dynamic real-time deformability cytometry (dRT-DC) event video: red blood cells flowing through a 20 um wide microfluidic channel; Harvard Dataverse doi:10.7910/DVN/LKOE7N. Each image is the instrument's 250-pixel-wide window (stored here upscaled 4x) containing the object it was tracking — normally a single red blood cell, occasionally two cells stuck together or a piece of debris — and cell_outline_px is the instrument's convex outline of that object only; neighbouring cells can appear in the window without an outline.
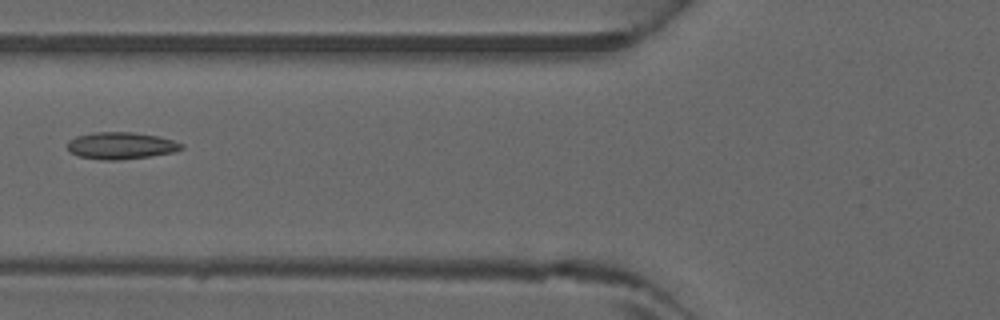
{"species": "common noctule bat (a hibernating species)", "species_latin": "Nyctalus noctula", "temperature_condition": "warm", "stored_images_in_passage": 5, "camera_frame_rate_fps": 3000, "um_per_image_px": 0.085, "animal": {"sex": "male", "forearm_length_mm": 52.5}, "frame": {"image": 1, "passage_image": 5, "time_ms": 1.333, "image_size_px": [1000, 320], "cell_outline_px": [[184, 148], [172, 152], [152, 156], [116, 160], [100, 160], [80, 156], [72, 152], [68, 148], [68, 140], [76, 136], [92, 132], [132, 132], [156, 136], [172, 140], [184, 144]], "centroid_in_image_um": [10.28, 12.37], "position_along_channel_um": 115.5, "area_um2": 17.8}}